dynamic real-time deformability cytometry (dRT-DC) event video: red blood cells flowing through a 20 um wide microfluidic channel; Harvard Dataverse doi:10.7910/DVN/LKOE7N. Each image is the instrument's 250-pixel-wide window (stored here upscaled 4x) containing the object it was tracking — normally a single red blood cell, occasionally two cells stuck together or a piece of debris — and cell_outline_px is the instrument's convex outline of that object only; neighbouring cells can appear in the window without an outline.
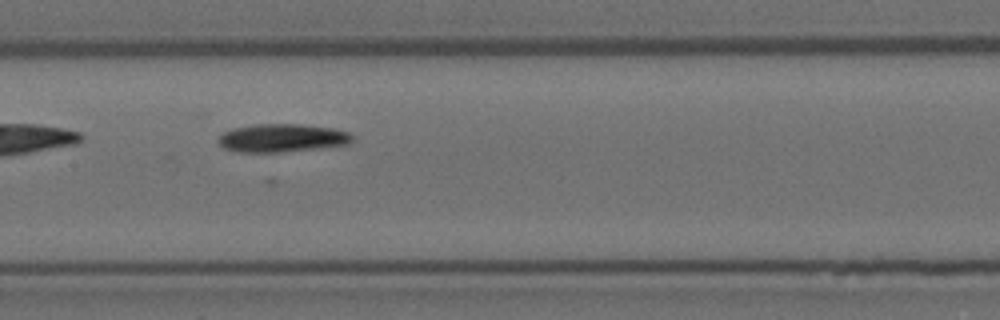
{"species": "Egyptian fruit bat (a non-hibernating species)", "species_latin": "Rousettus aegyptiacus", "temperature_condition": "room temperature", "stored_images_in_passage": 40, "camera_frame_rate_fps": 3000, "um_per_image_px": 0.085, "animal": {"sex": "female"}, "frame": {"image": 1, "passage_image": 10, "time_ms": 3.0, "image_size_px": [1000, 320], "cell_outline_px": [[352, 144], [320, 148], [280, 152], [236, 152], [224, 148], [216, 140], [220, 132], [232, 128], [252, 124], [300, 124], [332, 128], [352, 132]], "centroid_in_image_um": [23.95, 11.72], "position_along_channel_um": 183.4, "area_um2": 22.43}}
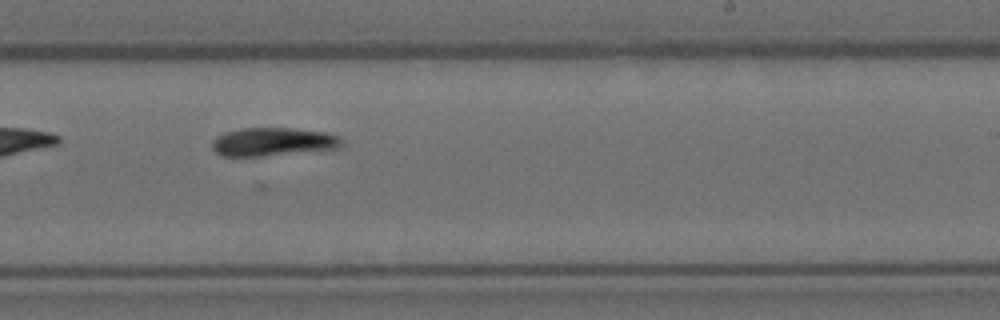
{"frame": {"image": 2, "passage_image": 17, "time_ms": 5.333, "image_size_px": [1000, 320], "cell_outline_px": [[344, 144], [340, 148], [260, 156], [224, 156], [216, 152], [212, 148], [212, 140], [216, 136], [224, 132], [240, 128], [292, 128], [328, 132], [340, 136]], "centroid_in_image_um": [23.22, 12.04], "position_along_channel_um": 265.8, "area_um2": 21.56}}